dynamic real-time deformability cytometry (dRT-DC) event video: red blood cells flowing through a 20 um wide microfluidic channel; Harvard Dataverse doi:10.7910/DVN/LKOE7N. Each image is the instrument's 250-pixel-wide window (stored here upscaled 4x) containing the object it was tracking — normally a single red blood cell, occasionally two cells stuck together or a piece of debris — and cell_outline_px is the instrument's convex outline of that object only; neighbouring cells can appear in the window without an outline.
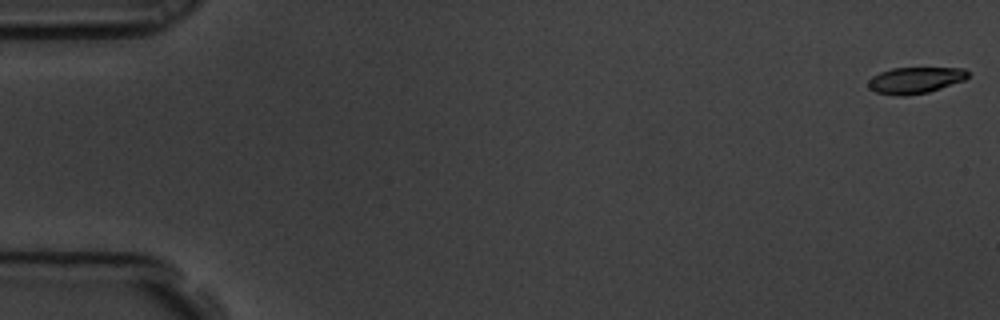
{"species": "common noctule bat (a hibernating species)", "species_latin": "Nyctalus noctula", "temperature_condition": "room temperature", "stored_images_in_passage": 3, "camera_frame_rate_fps": 3000, "um_per_image_px": 0.085, "animal": {"sex": "male", "body_mass_g": 19.5, "forearm_length_mm": 54.6}, "frame": {"image": 1, "passage_image": 1, "time_ms": 0.0, "image_size_px": [1000, 320], "cell_outline_px": [[968, 76], [964, 80], [928, 92], [904, 96], [900, 96], [876, 92], [868, 88], [868, 80], [872, 76], [880, 72], [892, 68], [964, 68], [968, 72]], "centroid_in_image_um": [77.76, 6.82], "position_along_channel_um": 7.2, "area_um2": 15.2}}